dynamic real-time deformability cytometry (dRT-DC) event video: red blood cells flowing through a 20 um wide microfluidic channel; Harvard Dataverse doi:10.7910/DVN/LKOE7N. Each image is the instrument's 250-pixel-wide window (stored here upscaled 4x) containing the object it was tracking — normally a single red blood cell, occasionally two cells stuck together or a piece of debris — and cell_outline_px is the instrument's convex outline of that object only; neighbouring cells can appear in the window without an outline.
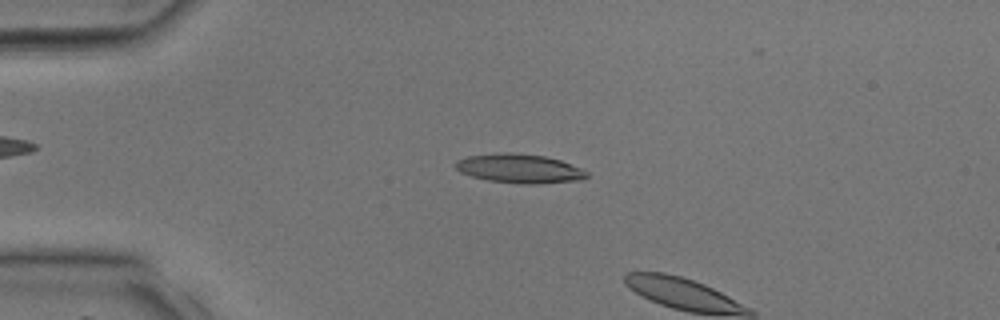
{"species": "common noctule bat (a hibernating species)", "species_latin": "Nyctalus noctula", "temperature_condition": "room temperature", "stored_images_in_passage": 8, "camera_frame_rate_fps": 3000, "um_per_image_px": 0.085, "animal": {"sex": "male", "body_mass_g": 17.9, "forearm_length_mm": 54.2}, "frame": {"image": 1, "passage_image": 7, "time_ms": 2.0, "image_size_px": [1000, 320], "cell_outline_px": [[588, 176], [584, 180], [536, 184], [520, 184], [488, 180], [472, 176], [460, 172], [452, 164], [456, 160], [468, 156], [504, 152], [512, 152], [544, 156], [560, 160], [580, 168], [588, 172]], "centroid_in_image_um": [44.15, 14.33], "position_along_channel_um": 40.9, "area_um2": 22.37}}